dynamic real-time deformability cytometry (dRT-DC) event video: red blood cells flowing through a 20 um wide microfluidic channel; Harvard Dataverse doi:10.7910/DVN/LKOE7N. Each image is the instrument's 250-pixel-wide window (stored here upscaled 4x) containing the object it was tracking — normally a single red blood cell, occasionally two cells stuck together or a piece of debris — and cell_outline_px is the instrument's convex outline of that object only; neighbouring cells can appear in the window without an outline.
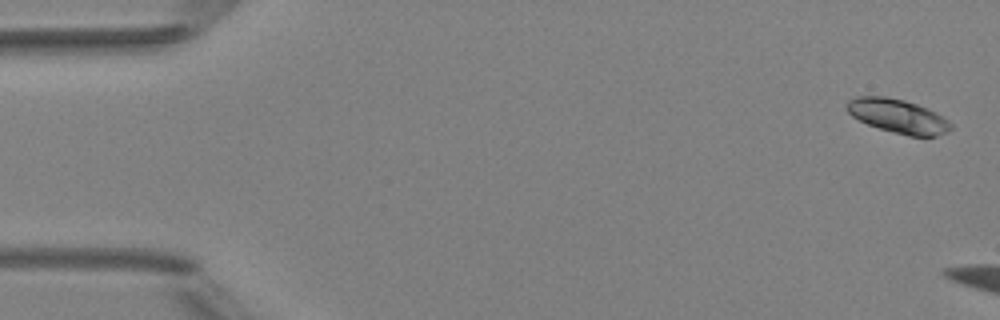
{"species": "Egyptian fruit bat (a non-hibernating species)", "species_latin": "Rousettus aegyptiacus", "temperature_condition": "room temperature", "stored_images_in_passage": 4, "camera_frame_rate_fps": 3000, "um_per_image_px": 0.085, "animal": {"sex": "female"}, "frame": {"image": 1, "passage_image": 1, "time_ms": 0.0, "image_size_px": [1000, 320], "cell_outline_px": [[952, 128], [948, 132], [936, 136], [908, 136], [892, 132], [868, 124], [852, 116], [844, 108], [848, 100], [856, 96], [884, 96], [904, 100], [928, 108], [936, 112], [948, 120], [952, 124]], "centroid_in_image_um": [76.32, 9.86], "position_along_channel_um": 8.7, "area_um2": 20.69}}